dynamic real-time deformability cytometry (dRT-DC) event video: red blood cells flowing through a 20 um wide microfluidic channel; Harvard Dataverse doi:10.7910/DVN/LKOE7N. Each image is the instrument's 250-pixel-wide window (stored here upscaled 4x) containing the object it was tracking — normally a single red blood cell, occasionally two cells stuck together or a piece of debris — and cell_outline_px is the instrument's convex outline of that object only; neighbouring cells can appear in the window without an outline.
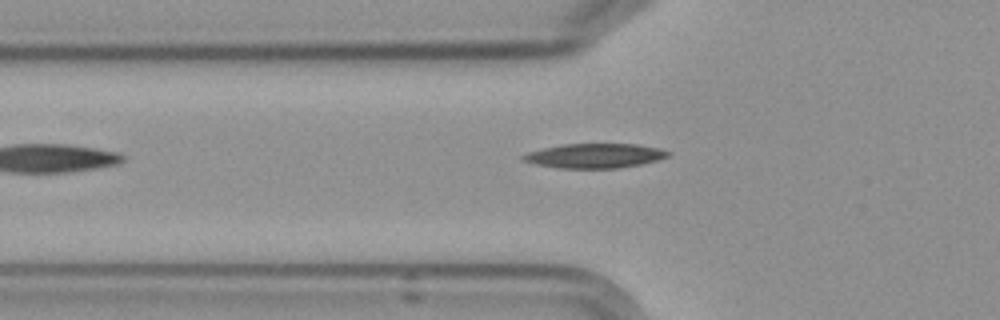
{"species": "Egyptian fruit bat (a non-hibernating species)", "species_latin": "Rousettus aegyptiacus", "temperature_condition": "cold", "stored_images_in_passage": 4, "camera_frame_rate_fps": 3000, "um_per_image_px": 0.085, "frame": {"image": 1, "passage_image": 2, "time_ms": 1.333, "image_size_px": [1000, 320], "cell_outline_px": [[668, 156], [656, 160], [640, 164], [616, 168], [560, 168], [536, 164], [524, 160], [520, 156], [528, 152], [544, 148], [564, 144], [636, 144], [660, 148], [668, 152]], "centroid_in_image_um": [50.53, 13.23], "position_along_channel_um": 75.3, "area_um2": 20.35}}
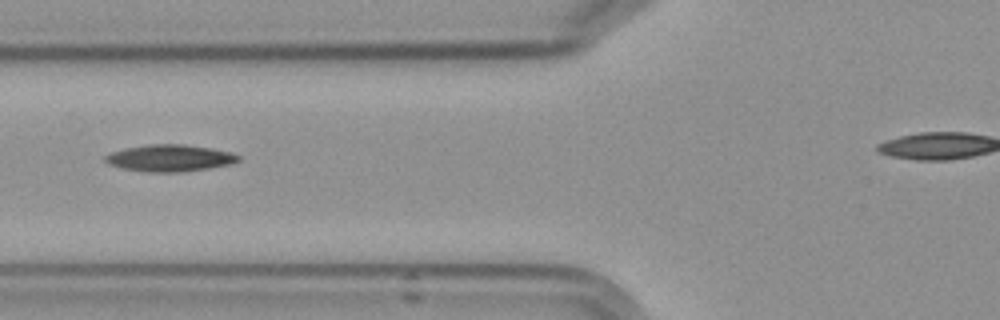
{"frame": {"image": 2, "passage_image": 3, "time_ms": 2.333, "image_size_px": [1000, 320], "cell_outline_px": [[240, 160], [232, 164], [184, 172], [148, 172], [120, 168], [108, 164], [104, 160], [104, 156], [112, 152], [124, 148], [148, 144], [184, 144], [212, 148], [232, 152], [240, 156]], "centroid_in_image_um": [14.44, 13.43], "position_along_channel_um": 111.4, "area_um2": 21.04}}
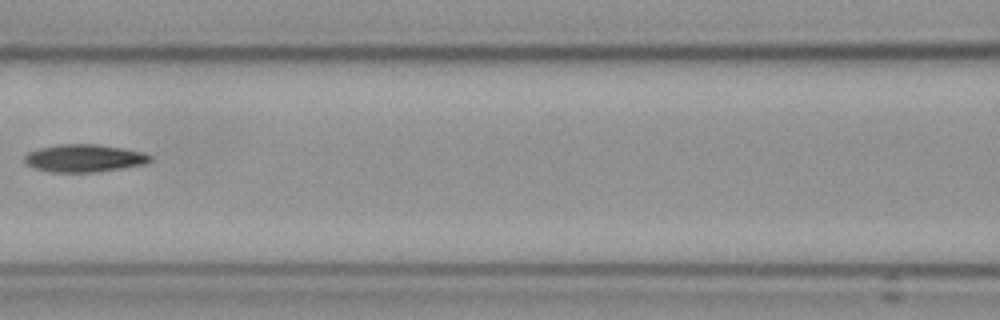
{"frame": {"image": 3, "passage_image": 4, "time_ms": 3.667, "image_size_px": [1000, 320], "cell_outline_px": [[152, 160], [144, 164], [120, 168], [92, 172], [52, 172], [36, 168], [28, 164], [24, 160], [24, 156], [28, 152], [40, 148], [56, 144], [96, 144], [124, 148], [144, 152], [152, 156]], "centroid_in_image_um": [7.17, 13.43], "position_along_channel_um": 159.4, "area_um2": 20.11}}